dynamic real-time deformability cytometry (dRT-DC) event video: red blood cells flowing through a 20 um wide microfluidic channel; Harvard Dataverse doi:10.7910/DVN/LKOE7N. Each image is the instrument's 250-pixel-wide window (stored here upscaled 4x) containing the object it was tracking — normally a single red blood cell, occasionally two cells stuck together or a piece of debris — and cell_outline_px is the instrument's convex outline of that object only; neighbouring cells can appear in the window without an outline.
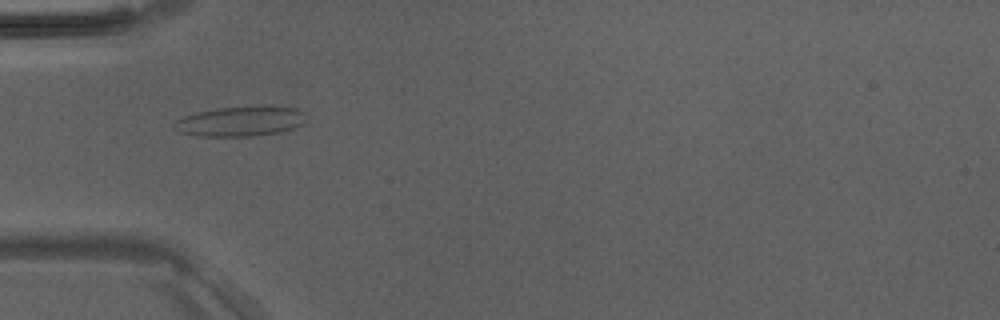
{"species": "Egyptian fruit bat (a non-hibernating species)", "species_latin": "Rousettus aegyptiacus", "temperature_condition": "room temperature", "stored_images_in_passage": 36, "camera_frame_rate_fps": 3000, "um_per_image_px": 0.085, "animal": {"sex": "male"}, "frame": {"image": 1, "passage_image": 4, "time_ms": 1.0, "image_size_px": [1000, 320], "cell_outline_px": [[304, 124], [280, 132], [252, 136], [200, 136], [180, 132], [172, 124], [176, 120], [184, 116], [196, 112], [220, 108], [296, 108], [304, 112]], "centroid_in_image_um": [20.39, 10.34], "position_along_channel_um": 64.6, "area_um2": 22.2}}
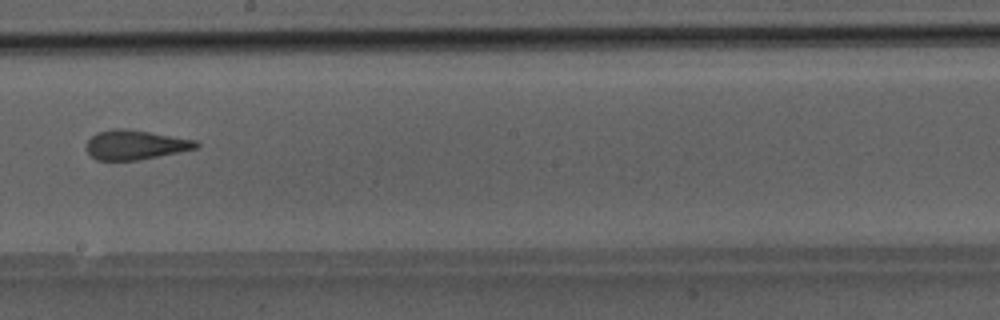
{"frame": {"image": 2, "passage_image": 16, "time_ms": 5.0, "image_size_px": [1000, 320], "cell_outline_px": [[200, 144], [196, 148], [136, 160], [96, 160], [84, 148], [88, 140], [96, 132], [112, 128], [128, 128], [196, 140]], "centroid_in_image_um": [11.44, 12.29], "position_along_channel_um": 236.8, "area_um2": 18.79}}
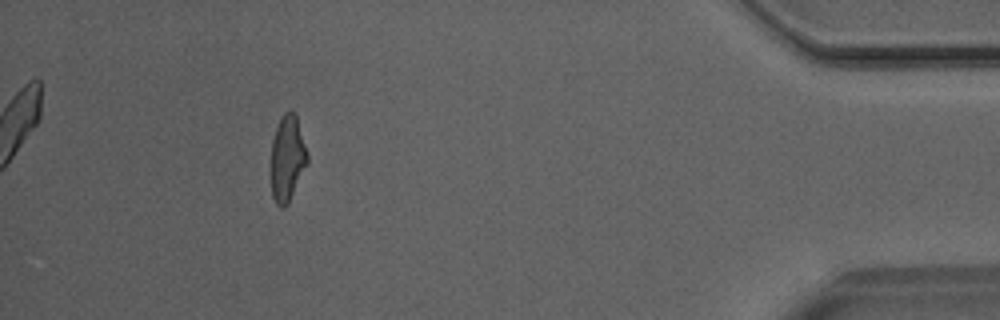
{"frame": {"image": 3, "passage_image": 32, "time_ms": 10.333, "image_size_px": [1000, 320], "cell_outline_px": [[308, 164], [288, 204], [284, 208], [280, 208], [276, 204], [272, 196], [272, 140], [276, 128], [284, 112], [288, 108], [296, 116], [308, 156]], "centroid_in_image_um": [24.43, 13.5], "position_along_channel_um": 410.8, "area_um2": 18.03}}